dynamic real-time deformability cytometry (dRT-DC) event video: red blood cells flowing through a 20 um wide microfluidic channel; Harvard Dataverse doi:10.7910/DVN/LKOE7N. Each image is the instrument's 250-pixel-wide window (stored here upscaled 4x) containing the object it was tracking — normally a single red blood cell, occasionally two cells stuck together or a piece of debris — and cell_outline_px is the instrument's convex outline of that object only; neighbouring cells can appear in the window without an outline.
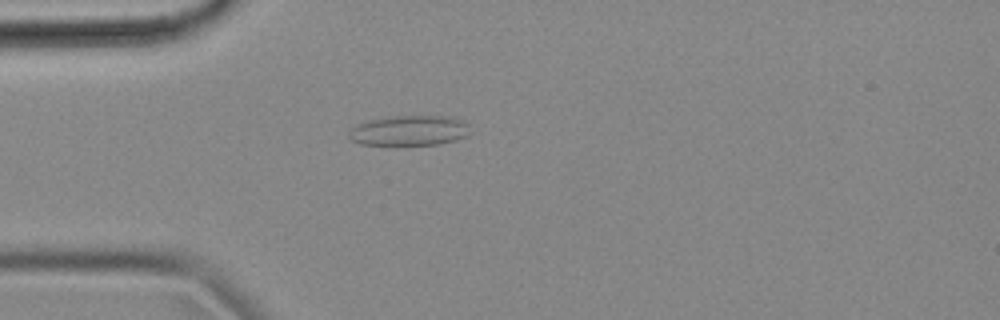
{"species": "common noctule bat (a hibernating species)", "species_latin": "Nyctalus noctula", "temperature_condition": "cold", "stored_images_in_passage": 54, "camera_frame_rate_fps": 3000, "um_per_image_px": 0.085, "animal": {"sex": "female", "body_mass_g": 18.4}, "frame": {"image": 1, "passage_image": 14, "time_ms": 4.333, "image_size_px": [1000, 320], "cell_outline_px": [[472, 132], [468, 136], [456, 140], [440, 144], [396, 148], [360, 144], [352, 140], [348, 136], [348, 132], [352, 128], [368, 120], [384, 116], [452, 116], [468, 124]], "centroid_in_image_um": [34.79, 11.15], "position_along_channel_um": 50.2, "area_um2": 22.54}}
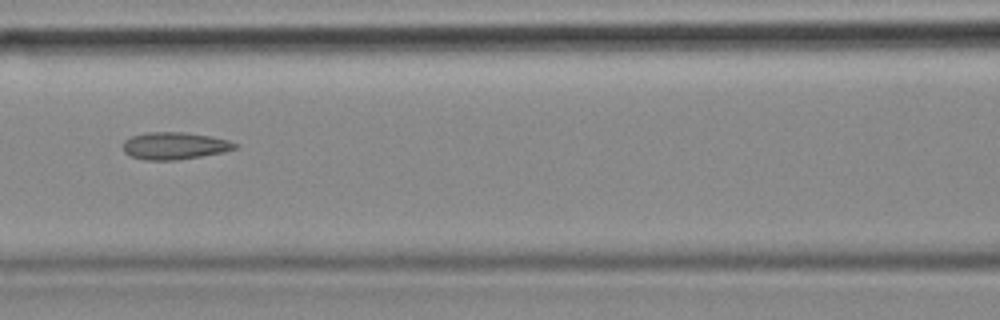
{"frame": {"image": 2, "passage_image": 23, "time_ms": 7.333, "image_size_px": [1000, 320], "cell_outline_px": [[240, 144], [236, 148], [224, 152], [176, 160], [144, 160], [132, 156], [124, 152], [124, 140], [132, 136], [148, 132], [184, 132], [212, 136], [228, 140]], "centroid_in_image_um": [14.87, 12.39], "position_along_channel_um": 151.7, "area_um2": 17.74}}
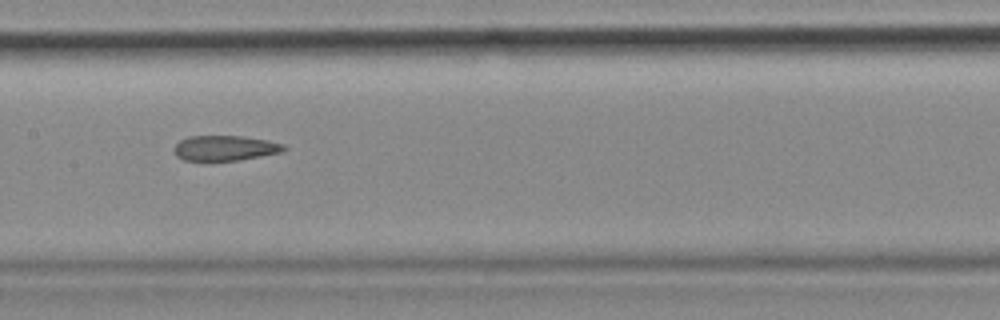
{"frame": {"image": 3, "passage_image": 26, "time_ms": 8.333, "image_size_px": [1000, 320], "cell_outline_px": [[288, 148], [280, 152], [260, 156], [236, 160], [184, 160], [176, 156], [176, 144], [180, 140], [188, 136], [244, 136], [268, 140], [284, 144]], "centroid_in_image_um": [19.15, 12.57], "position_along_channel_um": 188.2, "area_um2": 15.9}, "authors_computed_cell_mechanics": {"area_um2": 18.1203, "velocity_mm_per_s": 3.6777, "shape_relaxation_time_tau1_ms": null, "shape_relaxation_time_tau2_ms": 3.9295, "deformation_change_tau1": null, "deformation_change_tau2": 0.1265}}